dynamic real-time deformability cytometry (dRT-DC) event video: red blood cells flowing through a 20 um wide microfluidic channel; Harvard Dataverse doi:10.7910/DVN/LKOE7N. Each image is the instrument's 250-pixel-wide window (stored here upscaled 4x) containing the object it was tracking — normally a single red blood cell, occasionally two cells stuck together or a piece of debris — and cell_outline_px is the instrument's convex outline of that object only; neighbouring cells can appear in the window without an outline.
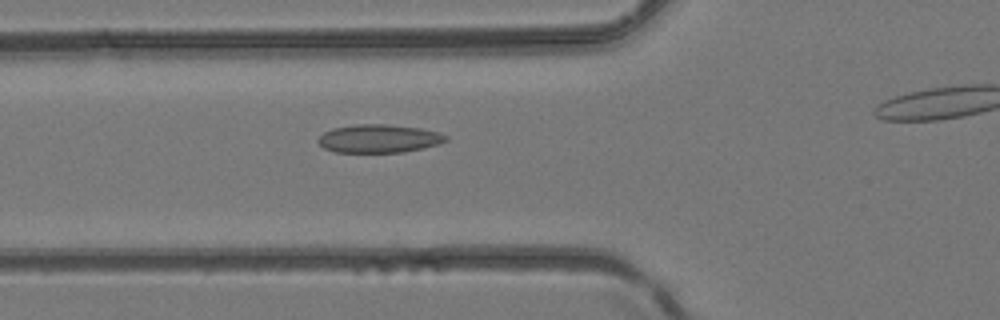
{"species": "common noctule bat (a hibernating species)", "species_latin": "Nyctalus noctula", "temperature_condition": "room temperature", "stored_images_in_passage": 17, "camera_frame_rate_fps": 3000, "um_per_image_px": 0.085, "animal": {"sex": "female", "body_mass_g": 24.6, "forearm_length_mm": 56.2}, "frame": {"image": 1, "passage_image": 6, "time_ms": 1.667, "image_size_px": [1000, 320], "cell_outline_px": [[448, 140], [424, 148], [404, 152], [332, 152], [324, 148], [316, 140], [324, 132], [332, 128], [356, 124], [388, 124], [420, 128], [436, 132], [448, 136]], "centroid_in_image_um": [32.17, 11.78], "position_along_channel_um": 93.6, "area_um2": 21.04}}
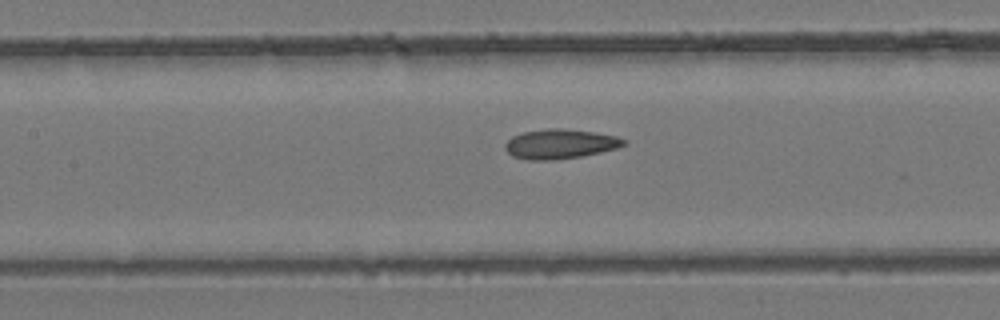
{"frame": {"image": 2, "passage_image": 10, "time_ms": 3.0, "image_size_px": [1000, 320], "cell_outline_px": [[628, 144], [616, 148], [600, 152], [580, 156], [556, 160], [528, 160], [512, 156], [504, 148], [504, 144], [512, 136], [524, 132], [548, 128], [560, 128], [596, 132], [616, 136], [628, 140]], "centroid_in_image_um": [47.62, 12.23], "position_along_channel_um": 159.8, "area_um2": 20.58}}
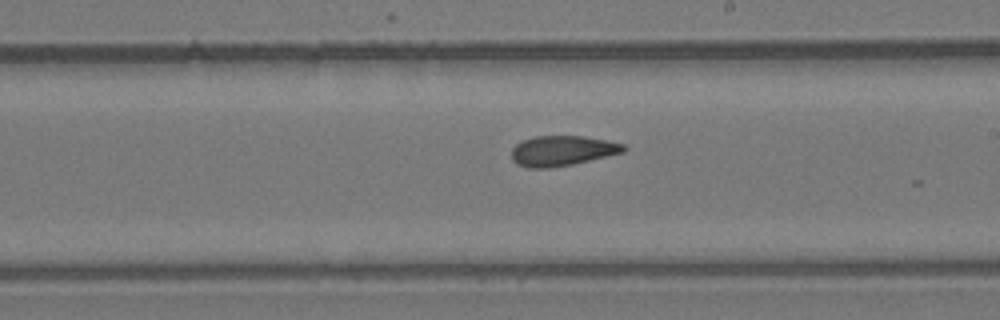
{"frame": {"image": 3, "passage_image": 15, "time_ms": 4.667, "image_size_px": [1000, 320], "cell_outline_px": [[628, 148], [624, 152], [572, 164], [548, 168], [528, 168], [516, 164], [512, 160], [512, 148], [516, 144], [524, 140], [536, 136], [580, 136], [608, 140], [624, 144]], "centroid_in_image_um": [47.79, 12.81], "position_along_channel_um": 241.2, "area_um2": 19.65}}